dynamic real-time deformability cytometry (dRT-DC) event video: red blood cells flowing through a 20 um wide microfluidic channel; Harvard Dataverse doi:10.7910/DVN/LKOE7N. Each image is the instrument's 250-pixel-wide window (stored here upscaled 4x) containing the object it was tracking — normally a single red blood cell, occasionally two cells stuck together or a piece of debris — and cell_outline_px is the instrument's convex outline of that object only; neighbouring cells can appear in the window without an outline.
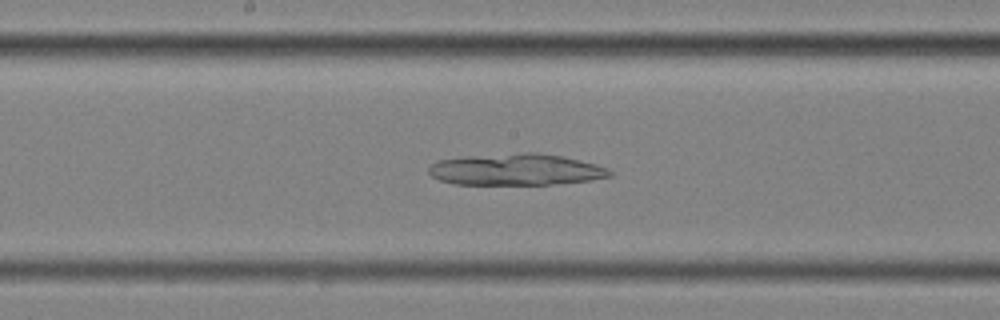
{"species": "common noctule bat (a hibernating species)", "species_latin": "Nyctalus noctula", "temperature_condition": "cold", "stored_images_in_passage": 57, "camera_frame_rate_fps": 3000, "um_per_image_px": 0.085, "animal": {"sex": "female", "body_mass_g": 25.1}, "frame": {"image": 1, "passage_image": 30, "time_ms": 9.667, "image_size_px": [1000, 320], "cell_outline_px": [[612, 176], [588, 180], [556, 184], [456, 184], [440, 180], [432, 176], [428, 172], [428, 168], [432, 164], [440, 160], [464, 156], [520, 152], [536, 152], [560, 156], [596, 164], [608, 168], [612, 172]], "centroid_in_image_um": [43.85, 14.4], "position_along_channel_um": 204.3, "area_um2": 33.18}}
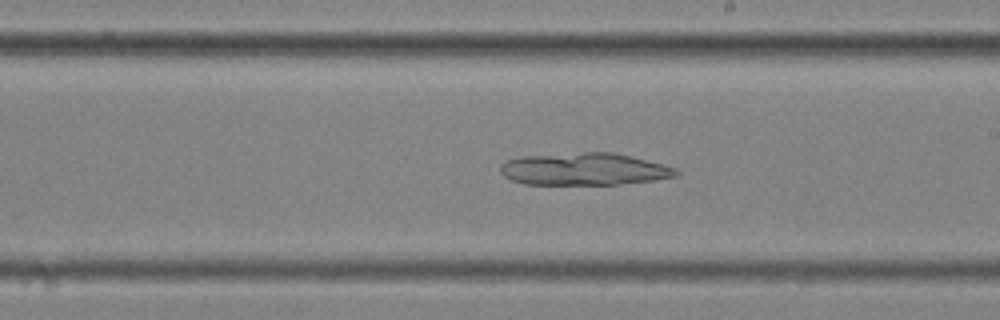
{"frame": {"image": 2, "passage_image": 33, "time_ms": 10.667, "image_size_px": [1000, 320], "cell_outline_px": [[680, 172], [676, 176], [652, 180], [616, 184], [524, 184], [512, 180], [504, 176], [500, 172], [500, 164], [508, 160], [520, 156], [584, 152], [612, 152], [676, 168]], "centroid_in_image_um": [49.6, 14.37], "position_along_channel_um": 239.4, "area_um2": 32.71}}
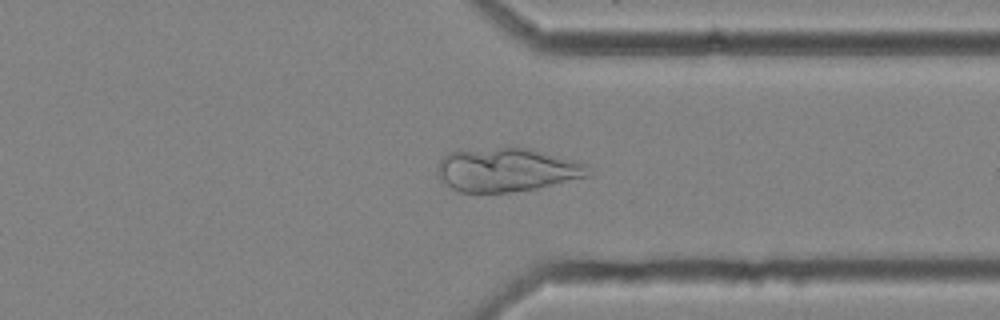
{"frame": {"image": 3, "passage_image": 44, "time_ms": 14.333, "image_size_px": [1000, 320], "cell_outline_px": [[592, 176], [536, 188], [508, 192], [460, 192], [452, 188], [436, 176], [436, 168], [440, 160], [448, 152], [500, 148], [532, 148], [588, 164]], "centroid_in_image_um": [43.11, 14.44], "position_along_channel_um": 368.3, "area_um2": 38.32}}